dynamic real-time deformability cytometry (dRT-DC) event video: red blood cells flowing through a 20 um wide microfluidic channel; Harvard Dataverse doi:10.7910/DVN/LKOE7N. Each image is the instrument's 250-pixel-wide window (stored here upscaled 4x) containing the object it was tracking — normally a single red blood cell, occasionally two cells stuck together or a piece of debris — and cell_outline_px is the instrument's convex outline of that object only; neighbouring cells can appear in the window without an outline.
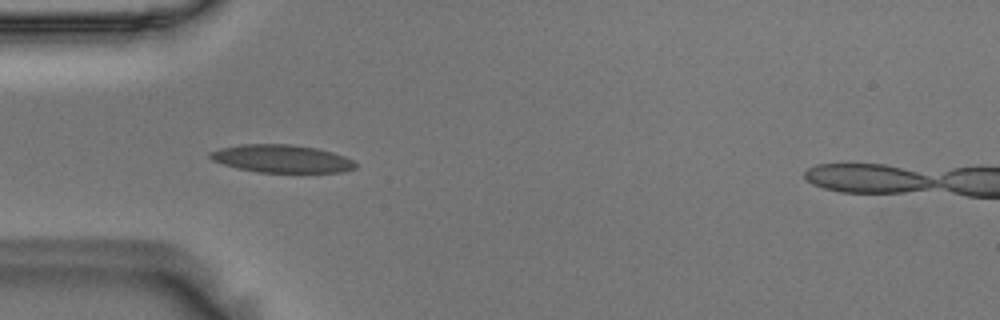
{"species": "Egyptian fruit bat (a non-hibernating species)", "species_latin": "Rousettus aegyptiacus", "temperature_condition": "room temperature", "stored_images_in_passage": 43, "camera_frame_rate_fps": 3000, "um_per_image_px": 0.085, "animal": {"sex": "male"}, "frame": {"image": 1, "passage_image": 3, "time_ms": 0.667, "image_size_px": [1000, 320], "cell_outline_px": [[356, 168], [344, 172], [260, 172], [240, 168], [224, 164], [212, 160], [208, 156], [208, 152], [220, 148], [244, 144], [292, 144], [316, 148], [332, 152], [344, 156], [352, 160], [356, 164]], "centroid_in_image_um": [23.95, 13.48], "position_along_channel_um": 61.1, "area_um2": 23.41}}
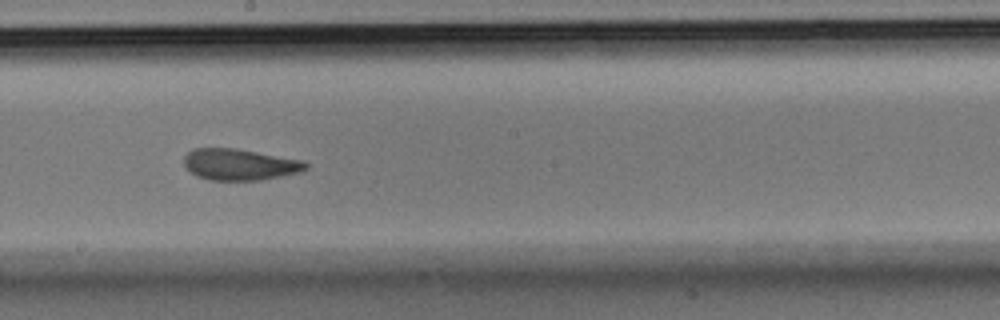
{"frame": {"image": 2, "passage_image": 17, "time_ms": 5.333, "image_size_px": [1000, 320], "cell_outline_px": [[308, 168], [300, 172], [260, 180], [208, 180], [196, 176], [184, 164], [184, 156], [192, 148], [236, 148], [304, 160], [308, 164]], "centroid_in_image_um": [20.38, 13.97], "position_along_channel_um": 227.8, "area_um2": 22.31}}
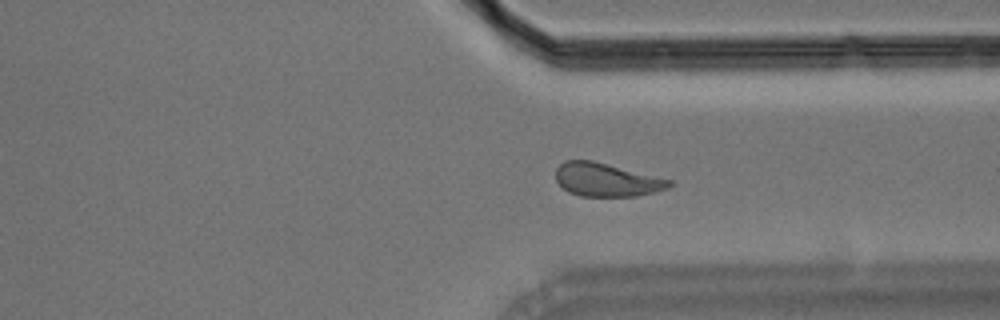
{"frame": {"image": 3, "passage_image": 28, "time_ms": 9.0, "image_size_px": [1000, 320], "cell_outline_px": [[672, 184], [668, 188], [656, 192], [636, 196], [580, 196], [568, 192], [556, 180], [556, 168], [564, 160], [592, 160], [672, 180]], "centroid_in_image_um": [51.55, 15.28], "position_along_channel_um": 359.9, "area_um2": 22.02}, "authors_computed_cell_mechanics": {"area_um2": 23.0622, "velocity_mm_per_s": 3.5983, "shape_relaxation_time_tau1_ms": 6.8469, "shape_relaxation_time_tau2_ms": 1.9337, "deformation_change_tau1": 0.1535, "deformation_change_tau2": 0.0795}}